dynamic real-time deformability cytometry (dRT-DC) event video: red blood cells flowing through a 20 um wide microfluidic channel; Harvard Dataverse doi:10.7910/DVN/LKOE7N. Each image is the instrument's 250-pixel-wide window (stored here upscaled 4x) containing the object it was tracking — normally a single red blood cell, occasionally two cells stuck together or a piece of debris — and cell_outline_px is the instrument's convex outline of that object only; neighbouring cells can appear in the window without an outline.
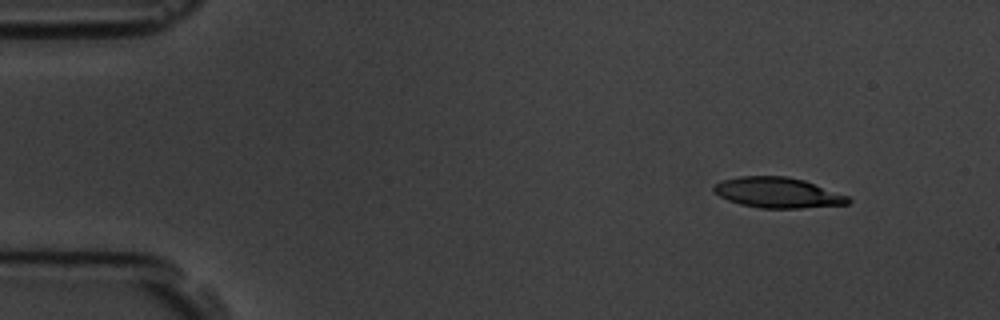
{"species": "common noctule bat (a hibernating species)", "species_latin": "Nyctalus noctula", "temperature_condition": "room temperature", "stored_images_in_passage": 4, "camera_frame_rate_fps": 3000, "um_per_image_px": 0.085, "animal": {"sex": "male", "body_mass_g": 19.5, "forearm_length_mm": 54.6}, "frame": {"image": 1, "passage_image": 1, "time_ms": 0.0, "image_size_px": [1000, 320], "cell_outline_px": [[852, 200], [848, 204], [800, 208], [760, 208], [740, 204], [728, 200], [720, 196], [712, 188], [716, 184], [724, 180], [740, 176], [788, 176], [804, 180], [848, 196]], "centroid_in_image_um": [66.12, 16.38], "position_along_channel_um": 18.9, "area_um2": 23.64}}
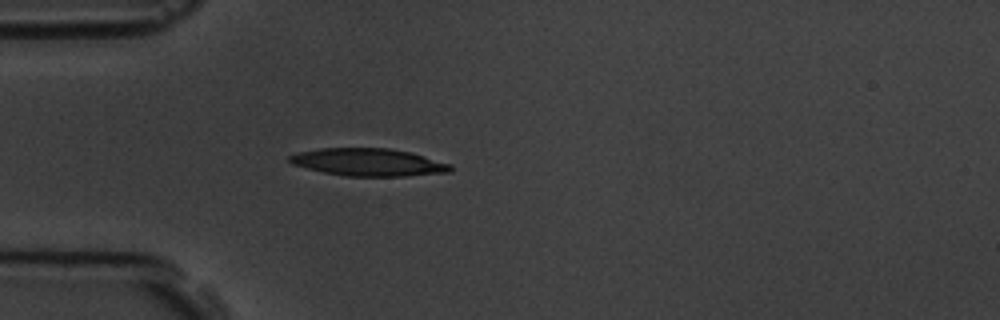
{"frame": {"image": 2, "passage_image": 4, "time_ms": 3.333, "image_size_px": [1000, 320], "cell_outline_px": [[452, 172], [404, 176], [344, 176], [324, 172], [292, 164], [288, 160], [288, 156], [296, 152], [320, 148], [388, 148], [412, 152], [452, 164]], "centroid_in_image_um": [31.34, 13.78], "position_along_channel_um": 53.7, "area_um2": 26.01}}